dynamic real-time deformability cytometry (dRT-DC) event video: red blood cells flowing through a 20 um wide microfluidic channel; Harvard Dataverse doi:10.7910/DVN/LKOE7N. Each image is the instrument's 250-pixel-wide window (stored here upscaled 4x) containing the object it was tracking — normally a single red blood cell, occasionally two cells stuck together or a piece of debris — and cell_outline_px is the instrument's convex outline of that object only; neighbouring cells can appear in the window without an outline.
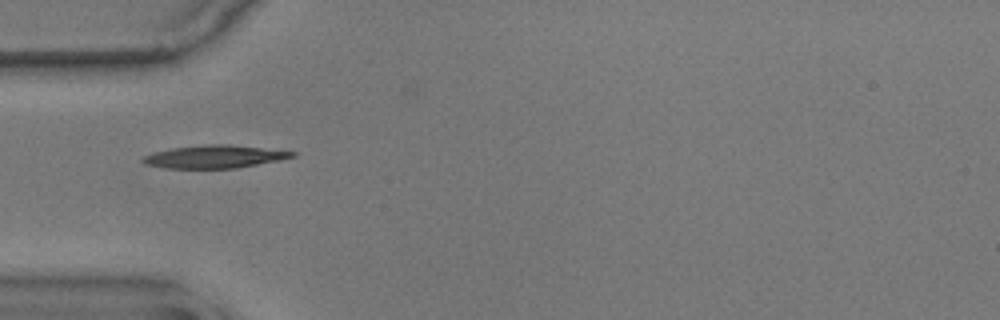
{"species": "common noctule bat (a hibernating species)", "species_latin": "Nyctalus noctula", "temperature_condition": "warm", "stored_images_in_passage": 28, "camera_frame_rate_fps": 3000, "um_per_image_px": 0.085, "animal": {"sex": "male", "body_mass_g": 17.9}, "frame": {"image": 1, "passage_image": 1, "time_ms": 0.0, "image_size_px": [1000, 320], "cell_outline_px": [[296, 156], [280, 160], [236, 168], [164, 168], [144, 164], [140, 160], [144, 156], [152, 152], [172, 148], [204, 144], [228, 144], [296, 152]], "centroid_in_image_um": [18.19, 13.31], "position_along_channel_um": 66.8, "area_um2": 19.88}}
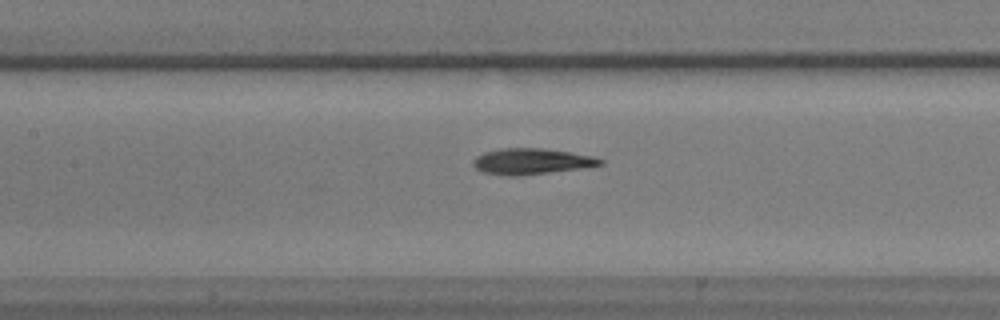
{"frame": {"image": 2, "passage_image": 9, "time_ms": 2.667, "image_size_px": [1000, 320], "cell_outline_px": [[604, 164], [588, 168], [516, 176], [508, 176], [480, 172], [472, 164], [472, 160], [476, 156], [484, 152], [500, 148], [544, 148], [572, 152], [596, 156], [604, 160]], "centroid_in_image_um": [45.22, 13.72], "position_along_channel_um": 162.2, "area_um2": 19.71}}
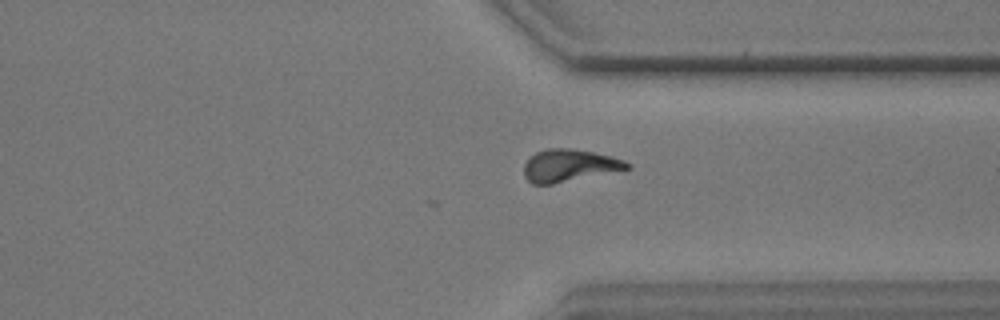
{"frame": {"image": 3, "passage_image": 26, "time_ms": 8.333, "image_size_px": [1000, 320], "cell_outline_px": [[632, 168], [552, 184], [532, 184], [524, 176], [524, 164], [528, 156], [536, 152], [548, 148], [572, 148], [612, 156], [624, 160], [632, 164]], "centroid_in_image_um": [48.38, 14.06], "position_along_channel_um": 363.0, "area_um2": 19.54}, "authors_computed_cell_mechanics": {"area_um2": 19.363, "velocity_mm_per_s": 3.5462, "shape_relaxation_time_tau1_ms": 4.6381, "shape_relaxation_time_tau2_ms": 5.0325, "deformation_change_tau1": 0.168, "deformation_change_tau2": 0.1136}}